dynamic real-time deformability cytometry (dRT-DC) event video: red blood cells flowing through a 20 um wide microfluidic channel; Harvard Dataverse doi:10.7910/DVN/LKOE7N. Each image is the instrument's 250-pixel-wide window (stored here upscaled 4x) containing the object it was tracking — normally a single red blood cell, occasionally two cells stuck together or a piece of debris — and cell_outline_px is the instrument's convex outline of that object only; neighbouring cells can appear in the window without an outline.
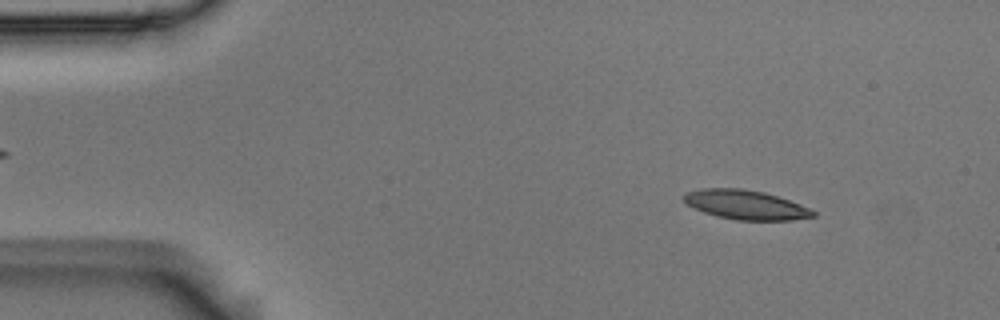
{"species": "Egyptian fruit bat (a non-hibernating species)", "species_latin": "Rousettus aegyptiacus", "temperature_condition": "room temperature", "stored_images_in_passage": 14, "camera_frame_rate_fps": 3000, "um_per_image_px": 0.085, "animal": {"sex": "male"}, "frame": {"image": 1, "passage_image": 6, "time_ms": 1.667, "image_size_px": [1000, 320], "cell_outline_px": [[816, 216], [792, 220], [736, 220], [716, 216], [704, 212], [688, 204], [684, 200], [684, 192], [704, 188], [740, 188], [764, 192], [800, 204], [816, 212]], "centroid_in_image_um": [63.38, 17.4], "position_along_channel_um": 21.6, "area_um2": 21.91}}